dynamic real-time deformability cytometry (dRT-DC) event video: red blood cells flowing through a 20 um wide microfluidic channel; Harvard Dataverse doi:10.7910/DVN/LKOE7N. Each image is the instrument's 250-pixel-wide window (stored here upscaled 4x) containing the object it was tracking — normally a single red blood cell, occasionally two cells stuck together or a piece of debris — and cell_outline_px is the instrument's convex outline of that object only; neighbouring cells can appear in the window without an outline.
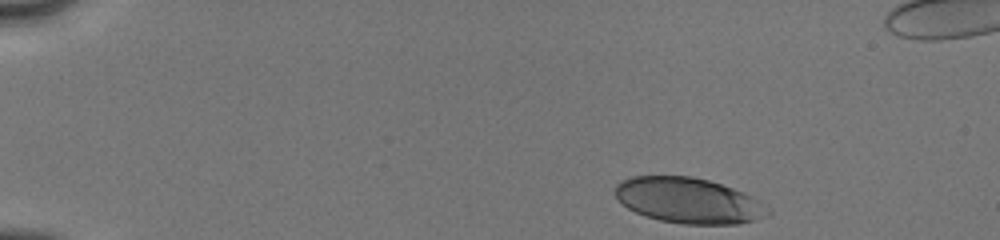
{"species": "human", "species_latin": "Homo sapiens", "temperature_condition": "cold", "stored_images_in_passage": 46, "camera_frame_rate_fps": 3000, "um_per_image_px": 0.085, "donor": {"sex": "male"}, "frame": {"image": 1, "passage_image": 1, "time_ms": 0.0, "image_size_px": [1000, 240], "cell_outline_px": [[772, 212], [756, 220], [740, 224], [684, 224], [660, 220], [644, 216], [628, 208], [616, 200], [616, 184], [620, 180], [632, 176], [692, 176], [708, 180], [744, 192], [752, 196], [772, 208]], "centroid_in_image_um": [58.54, 17.05], "position_along_channel_um": 26.5, "area_um2": 40.81}}
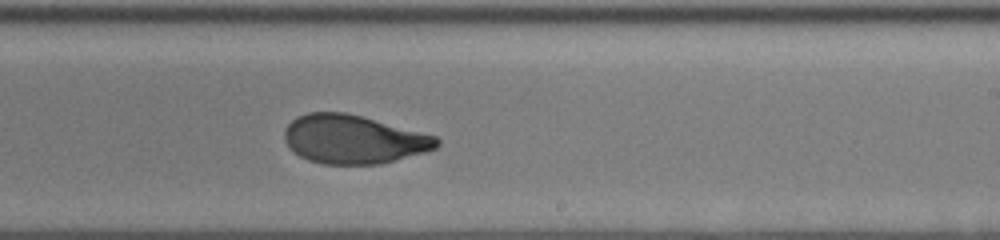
{"frame": {"image": 2, "passage_image": 29, "time_ms": 8.333, "image_size_px": [1000, 240], "cell_outline_px": [[440, 144], [436, 148], [424, 152], [380, 164], [324, 164], [308, 160], [300, 156], [284, 140], [284, 128], [296, 116], [308, 112], [344, 112], [364, 116], [436, 136], [440, 140]], "centroid_in_image_um": [30.04, 11.83], "position_along_channel_um": 259.0, "area_um2": 43.18}}
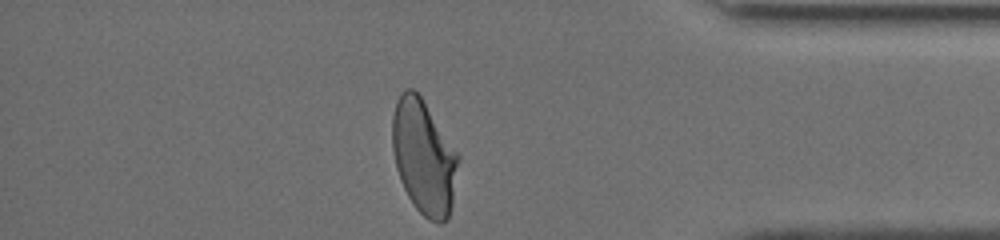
{"frame": {"image": 3, "passage_image": 46, "time_ms": 12.333, "image_size_px": [1000, 240], "cell_outline_px": [[460, 156], [452, 204], [448, 220], [440, 224], [428, 220], [416, 208], [408, 196], [400, 180], [396, 168], [392, 148], [392, 116], [396, 100], [400, 92], [404, 88], [412, 88], [420, 96]], "centroid_in_image_um": [36.01, 13.36], "position_along_channel_um": 399.2, "area_um2": 43.99}, "authors_computed_cell_mechanics": {"area_um2": 43.7546, "velocity_mm_per_s": 4.0289, "shape_relaxation_time_tau1_ms": 4.4223, "shape_relaxation_time_tau2_ms": 1.0777, "deformation_change_tau1": 0.1756, "deformation_change_tau2": 0.0652}}